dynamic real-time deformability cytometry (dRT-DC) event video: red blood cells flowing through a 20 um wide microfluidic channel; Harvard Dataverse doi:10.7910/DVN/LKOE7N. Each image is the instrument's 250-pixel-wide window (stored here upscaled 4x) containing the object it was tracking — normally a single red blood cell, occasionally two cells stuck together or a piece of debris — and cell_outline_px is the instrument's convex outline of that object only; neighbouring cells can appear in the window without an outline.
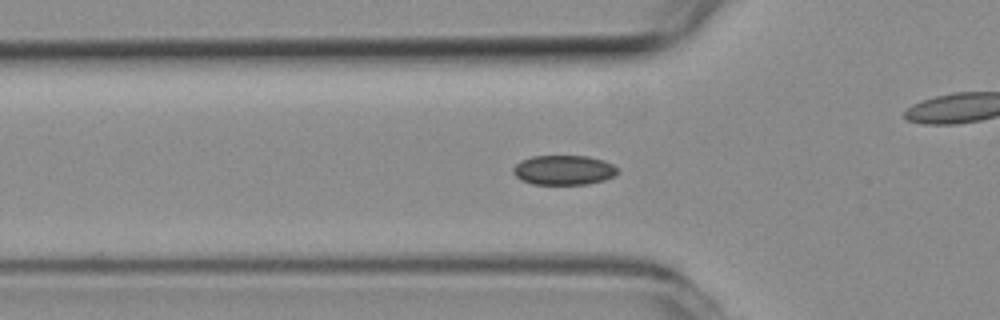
{"species": "common noctule bat (a hibernating species)", "species_latin": "Nyctalus noctula", "temperature_condition": "room temperature", "stored_images_in_passage": 54, "camera_frame_rate_fps": 3000, "um_per_image_px": 0.085, "animal": {"sex": "female", "body_mass_g": 19.3, "forearm_length_mm": 54.1}, "frame": {"image": 1, "passage_image": 17, "time_ms": 5.333, "image_size_px": [1000, 320], "cell_outline_px": [[620, 172], [604, 180], [588, 184], [532, 184], [520, 180], [512, 172], [512, 168], [520, 160], [532, 156], [588, 156], [604, 160], [620, 168]], "centroid_in_image_um": [47.92, 14.45], "position_along_channel_um": 77.9, "area_um2": 18.26}}
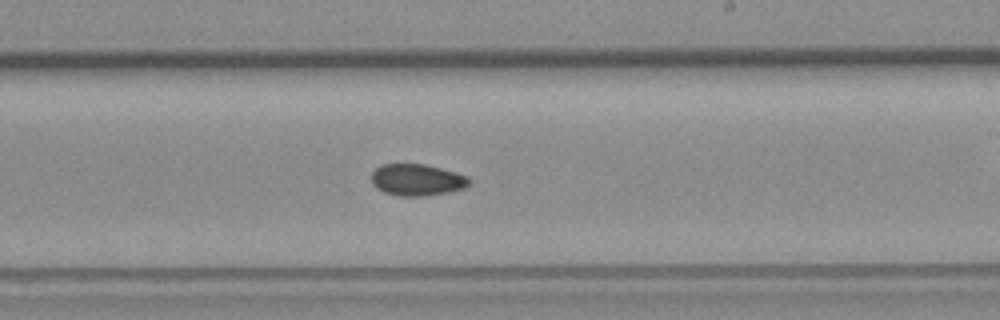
{"frame": {"image": 2, "passage_image": 31, "time_ms": 10.0, "image_size_px": [1000, 320], "cell_outline_px": [[472, 180], [464, 188], [448, 192], [424, 196], [400, 196], [384, 192], [376, 188], [372, 184], [372, 172], [380, 164], [424, 164], [456, 172], [468, 176]], "centroid_in_image_um": [35.44, 15.28], "position_along_channel_um": 253.6, "area_um2": 18.09}}
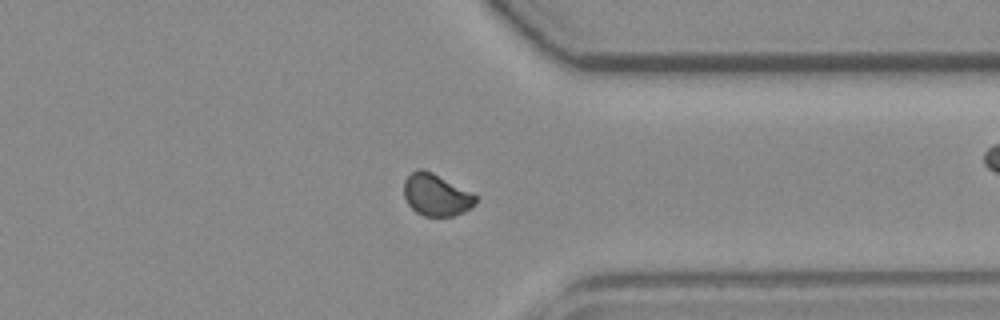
{"frame": {"image": 3, "passage_image": 41, "time_ms": 13.333, "image_size_px": [1000, 320], "cell_outline_px": [[476, 204], [464, 212], [452, 216], [424, 216], [416, 212], [408, 204], [404, 196], [404, 180], [416, 168], [420, 168], [432, 172], [476, 196]], "centroid_in_image_um": [37.04, 16.57], "position_along_channel_um": 374.4, "area_um2": 17.28}, "authors_computed_cell_mechanics": {"area_um2": 18.207, "velocity_mm_per_s": 3.7571, "shape_relaxation_time_tau1_ms": 7.768, "shape_relaxation_time_tau2_ms": 8.5516, "deformation_change_tau1": 0.0651, "deformation_change_tau2": 0.0755}}